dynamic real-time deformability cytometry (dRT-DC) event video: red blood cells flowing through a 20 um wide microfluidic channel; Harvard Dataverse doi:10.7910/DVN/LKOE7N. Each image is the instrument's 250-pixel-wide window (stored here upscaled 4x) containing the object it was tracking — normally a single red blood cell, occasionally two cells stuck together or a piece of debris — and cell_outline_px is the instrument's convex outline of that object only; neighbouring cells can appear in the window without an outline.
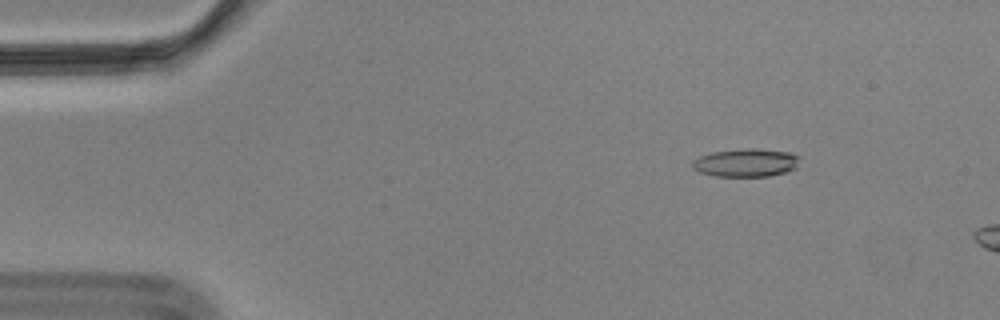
{"species": "Egyptian fruit bat (a non-hibernating species)", "species_latin": "Rousettus aegyptiacus", "temperature_condition": "cold", "stored_images_in_passage": 10, "camera_frame_rate_fps": 3000, "um_per_image_px": 0.085, "animal": {"sex": "male"}, "frame": {"image": 1, "passage_image": 4, "time_ms": 1.0, "image_size_px": [1000, 320], "cell_outline_px": [[800, 156], [796, 168], [784, 172], [768, 176], [712, 176], [700, 172], [692, 168], [692, 160], [700, 156], [712, 152], [744, 148], [756, 148], [788, 152]], "centroid_in_image_um": [63.38, 13.82], "position_along_channel_um": 21.6, "area_um2": 17.63}}